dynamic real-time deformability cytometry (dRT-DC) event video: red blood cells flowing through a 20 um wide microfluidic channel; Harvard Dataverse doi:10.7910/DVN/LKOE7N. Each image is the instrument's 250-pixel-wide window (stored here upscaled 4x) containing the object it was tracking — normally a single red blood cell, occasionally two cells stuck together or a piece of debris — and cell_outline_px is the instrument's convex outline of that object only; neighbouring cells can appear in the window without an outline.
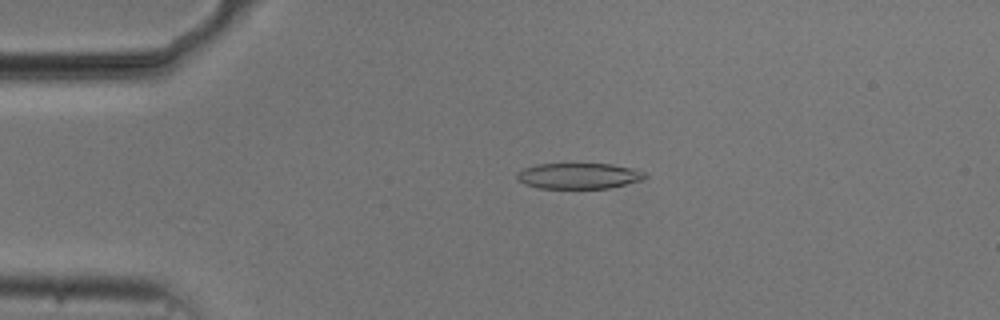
{"species": "common noctule bat (a hibernating species)", "species_latin": "Nyctalus noctula", "temperature_condition": "cold", "stored_images_in_passage": 46, "camera_frame_rate_fps": 3000, "um_per_image_px": 0.085, "animal": {"sex": "male", "body_mass_g": 20.5, "forearm_length_mm": 52.5}, "frame": {"image": 1, "passage_image": 4, "time_ms": 1.0, "image_size_px": [1000, 320], "cell_outline_px": [[648, 176], [644, 180], [608, 188], [540, 188], [524, 184], [516, 180], [516, 176], [524, 168], [536, 164], [612, 164], [632, 168], [648, 172]], "centroid_in_image_um": [49.24, 14.95], "position_along_channel_um": 35.8, "area_um2": 19.36}}
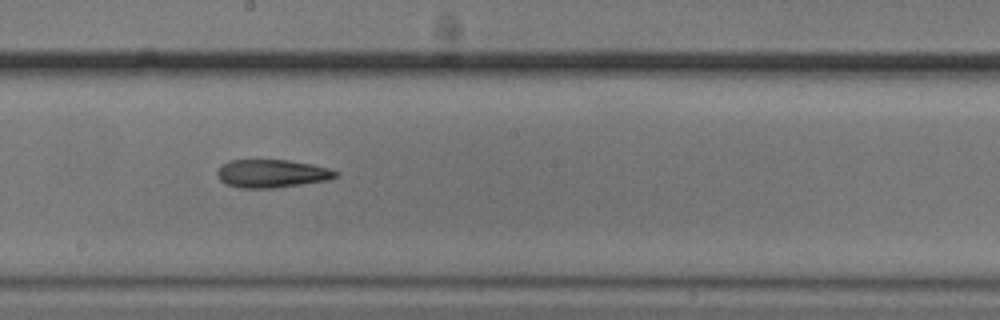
{"frame": {"image": 2, "passage_image": 22, "time_ms": 7.0, "image_size_px": [1000, 320], "cell_outline_px": [[340, 176], [328, 180], [272, 188], [240, 188], [228, 184], [220, 180], [216, 172], [224, 164], [232, 160], [288, 160], [312, 164], [328, 168], [340, 172]], "centroid_in_image_um": [23.16, 14.75], "position_along_channel_um": 225.0, "area_um2": 19.25}}
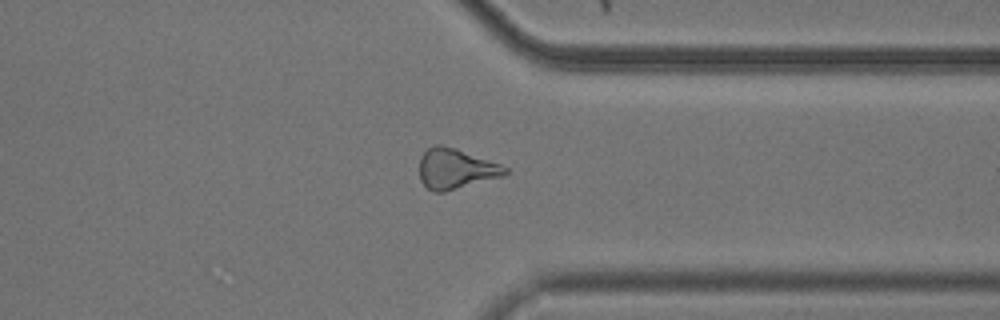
{"frame": {"image": 3, "passage_image": 34, "time_ms": 11.0, "image_size_px": [1000, 320], "cell_outline_px": [[508, 172], [504, 176], [444, 192], [436, 192], [428, 188], [420, 180], [420, 156], [428, 148], [436, 144], [440, 144], [456, 148], [500, 164], [508, 168]], "centroid_in_image_um": [38.74, 14.34], "position_along_channel_um": 372.7, "area_um2": 20.06}, "authors_computed_cell_mechanics": {"area_um2": 20.0277, "velocity_mm_per_s": 3.7467, "shape_relaxation_time_tau1_ms": 3.4554, "shape_relaxation_time_tau2_ms": 5.2715, "deformation_change_tau1": 0.1105, "deformation_change_tau2": 0.1633}}